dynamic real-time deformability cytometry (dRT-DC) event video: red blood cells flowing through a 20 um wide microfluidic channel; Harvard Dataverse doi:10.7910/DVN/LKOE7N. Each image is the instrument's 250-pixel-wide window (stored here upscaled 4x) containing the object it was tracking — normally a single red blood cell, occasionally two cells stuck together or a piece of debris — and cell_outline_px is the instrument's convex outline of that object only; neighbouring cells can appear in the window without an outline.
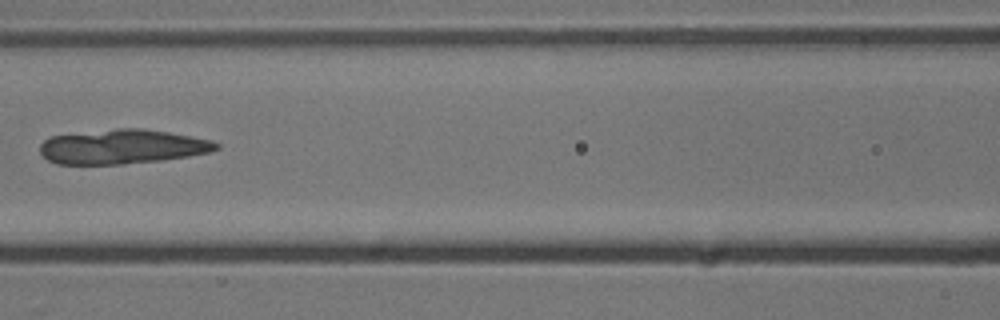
{"species": "common noctule bat (a hibernating species)", "species_latin": "Nyctalus noctula", "temperature_condition": "cold", "stored_images_in_passage": 6, "camera_frame_rate_fps": 3000, "um_per_image_px": 0.085, "animal": {"sex": "male", "body_mass_g": 13.3}, "frame": {"image": 1, "passage_image": 5, "time_ms": 4.667, "image_size_px": [1000, 320], "cell_outline_px": [[220, 148], [208, 152], [188, 156], [160, 160], [124, 164], [56, 164], [48, 160], [40, 152], [40, 144], [44, 140], [52, 136], [116, 128], [144, 128], [168, 132], [212, 140], [220, 144]], "centroid_in_image_um": [10.4, 12.46], "position_along_channel_um": 156.2, "area_um2": 35.32}}